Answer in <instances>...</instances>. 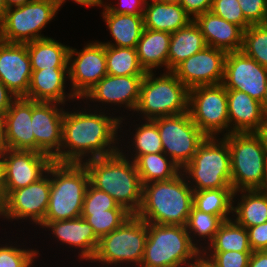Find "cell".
Segmentation results:
<instances>
[{"label":"cell","mask_w":267,"mask_h":267,"mask_svg":"<svg viewBox=\"0 0 267 267\" xmlns=\"http://www.w3.org/2000/svg\"><path fill=\"white\" fill-rule=\"evenodd\" d=\"M96 113L64 111L61 148L52 158L53 161L83 163V157L89 154V159H93L111 156L120 151L113 144H116L114 141H117L116 134L123 118L106 116L103 112Z\"/></svg>","instance_id":"obj_1"},{"label":"cell","mask_w":267,"mask_h":267,"mask_svg":"<svg viewBox=\"0 0 267 267\" xmlns=\"http://www.w3.org/2000/svg\"><path fill=\"white\" fill-rule=\"evenodd\" d=\"M89 183L109 194L131 215L141 208L143 185L135 162L129 161L121 151L107 157L84 160Z\"/></svg>","instance_id":"obj_2"},{"label":"cell","mask_w":267,"mask_h":267,"mask_svg":"<svg viewBox=\"0 0 267 267\" xmlns=\"http://www.w3.org/2000/svg\"><path fill=\"white\" fill-rule=\"evenodd\" d=\"M183 175L181 171L172 179L143 185L142 204L136 215L147 223L186 226L194 191Z\"/></svg>","instance_id":"obj_3"},{"label":"cell","mask_w":267,"mask_h":267,"mask_svg":"<svg viewBox=\"0 0 267 267\" xmlns=\"http://www.w3.org/2000/svg\"><path fill=\"white\" fill-rule=\"evenodd\" d=\"M52 175L48 208L43 222L80 217L89 174L83 163L53 161L45 175Z\"/></svg>","instance_id":"obj_4"},{"label":"cell","mask_w":267,"mask_h":267,"mask_svg":"<svg viewBox=\"0 0 267 267\" xmlns=\"http://www.w3.org/2000/svg\"><path fill=\"white\" fill-rule=\"evenodd\" d=\"M201 253L185 226L148 223L140 267H194Z\"/></svg>","instance_id":"obj_5"},{"label":"cell","mask_w":267,"mask_h":267,"mask_svg":"<svg viewBox=\"0 0 267 267\" xmlns=\"http://www.w3.org/2000/svg\"><path fill=\"white\" fill-rule=\"evenodd\" d=\"M189 89L174 75L166 71L154 78L153 72H146L140 85L139 101L135 111L144 118L155 119L162 116L188 112Z\"/></svg>","instance_id":"obj_6"},{"label":"cell","mask_w":267,"mask_h":267,"mask_svg":"<svg viewBox=\"0 0 267 267\" xmlns=\"http://www.w3.org/2000/svg\"><path fill=\"white\" fill-rule=\"evenodd\" d=\"M229 147L234 192L262 189L267 153L255 133H230L223 137Z\"/></svg>","instance_id":"obj_7"},{"label":"cell","mask_w":267,"mask_h":267,"mask_svg":"<svg viewBox=\"0 0 267 267\" xmlns=\"http://www.w3.org/2000/svg\"><path fill=\"white\" fill-rule=\"evenodd\" d=\"M206 137L182 169L194 181L193 191L232 188L230 151L224 138Z\"/></svg>","instance_id":"obj_8"},{"label":"cell","mask_w":267,"mask_h":267,"mask_svg":"<svg viewBox=\"0 0 267 267\" xmlns=\"http://www.w3.org/2000/svg\"><path fill=\"white\" fill-rule=\"evenodd\" d=\"M147 237L148 223L131 215L117 229L99 239L92 261L106 266L133 262L140 267Z\"/></svg>","instance_id":"obj_9"},{"label":"cell","mask_w":267,"mask_h":267,"mask_svg":"<svg viewBox=\"0 0 267 267\" xmlns=\"http://www.w3.org/2000/svg\"><path fill=\"white\" fill-rule=\"evenodd\" d=\"M188 112L207 137L218 136L224 129V135L230 134L227 89L222 83L189 89Z\"/></svg>","instance_id":"obj_10"},{"label":"cell","mask_w":267,"mask_h":267,"mask_svg":"<svg viewBox=\"0 0 267 267\" xmlns=\"http://www.w3.org/2000/svg\"><path fill=\"white\" fill-rule=\"evenodd\" d=\"M152 120L158 127L163 152L182 170L207 136L192 121L189 112Z\"/></svg>","instance_id":"obj_11"},{"label":"cell","mask_w":267,"mask_h":267,"mask_svg":"<svg viewBox=\"0 0 267 267\" xmlns=\"http://www.w3.org/2000/svg\"><path fill=\"white\" fill-rule=\"evenodd\" d=\"M14 8H8L1 20L0 39L19 44L47 38L39 32L56 17L59 10L53 4L36 0Z\"/></svg>","instance_id":"obj_12"},{"label":"cell","mask_w":267,"mask_h":267,"mask_svg":"<svg viewBox=\"0 0 267 267\" xmlns=\"http://www.w3.org/2000/svg\"><path fill=\"white\" fill-rule=\"evenodd\" d=\"M76 50H69L67 78L71 80L72 89L68 100L82 99L89 89L107 75L106 45L102 42H92L79 52ZM76 55L77 57L73 58Z\"/></svg>","instance_id":"obj_13"},{"label":"cell","mask_w":267,"mask_h":267,"mask_svg":"<svg viewBox=\"0 0 267 267\" xmlns=\"http://www.w3.org/2000/svg\"><path fill=\"white\" fill-rule=\"evenodd\" d=\"M222 84L227 90L242 91L261 103L267 84V68L242 50L228 52Z\"/></svg>","instance_id":"obj_14"},{"label":"cell","mask_w":267,"mask_h":267,"mask_svg":"<svg viewBox=\"0 0 267 267\" xmlns=\"http://www.w3.org/2000/svg\"><path fill=\"white\" fill-rule=\"evenodd\" d=\"M227 52L206 46L178 64L172 72L188 88L223 82Z\"/></svg>","instance_id":"obj_15"},{"label":"cell","mask_w":267,"mask_h":267,"mask_svg":"<svg viewBox=\"0 0 267 267\" xmlns=\"http://www.w3.org/2000/svg\"><path fill=\"white\" fill-rule=\"evenodd\" d=\"M52 162L53 159L48 154L32 150L8 149L4 153L5 195L40 179Z\"/></svg>","instance_id":"obj_16"},{"label":"cell","mask_w":267,"mask_h":267,"mask_svg":"<svg viewBox=\"0 0 267 267\" xmlns=\"http://www.w3.org/2000/svg\"><path fill=\"white\" fill-rule=\"evenodd\" d=\"M42 176L28 186L11 191L6 196L7 219H31L41 225L49 203L51 179Z\"/></svg>","instance_id":"obj_17"},{"label":"cell","mask_w":267,"mask_h":267,"mask_svg":"<svg viewBox=\"0 0 267 267\" xmlns=\"http://www.w3.org/2000/svg\"><path fill=\"white\" fill-rule=\"evenodd\" d=\"M60 103L32 100V131L35 136V151L53 158L61 148L64 109Z\"/></svg>","instance_id":"obj_18"},{"label":"cell","mask_w":267,"mask_h":267,"mask_svg":"<svg viewBox=\"0 0 267 267\" xmlns=\"http://www.w3.org/2000/svg\"><path fill=\"white\" fill-rule=\"evenodd\" d=\"M31 74L27 43L0 40V79L17 98L27 95Z\"/></svg>","instance_id":"obj_19"},{"label":"cell","mask_w":267,"mask_h":267,"mask_svg":"<svg viewBox=\"0 0 267 267\" xmlns=\"http://www.w3.org/2000/svg\"><path fill=\"white\" fill-rule=\"evenodd\" d=\"M144 76H112L107 74L82 98L92 101L125 104V107L135 111L140 93V85Z\"/></svg>","instance_id":"obj_20"},{"label":"cell","mask_w":267,"mask_h":267,"mask_svg":"<svg viewBox=\"0 0 267 267\" xmlns=\"http://www.w3.org/2000/svg\"><path fill=\"white\" fill-rule=\"evenodd\" d=\"M32 100L16 98L3 116L8 149L35 151L32 131Z\"/></svg>","instance_id":"obj_21"},{"label":"cell","mask_w":267,"mask_h":267,"mask_svg":"<svg viewBox=\"0 0 267 267\" xmlns=\"http://www.w3.org/2000/svg\"><path fill=\"white\" fill-rule=\"evenodd\" d=\"M40 226L52 228V234L62 243L80 248V257L91 261L96 253L99 238L91 225L82 217L69 220L43 222Z\"/></svg>","instance_id":"obj_22"},{"label":"cell","mask_w":267,"mask_h":267,"mask_svg":"<svg viewBox=\"0 0 267 267\" xmlns=\"http://www.w3.org/2000/svg\"><path fill=\"white\" fill-rule=\"evenodd\" d=\"M194 22L199 26L207 46L225 52L240 51L243 46V30L211 11L198 15Z\"/></svg>","instance_id":"obj_23"},{"label":"cell","mask_w":267,"mask_h":267,"mask_svg":"<svg viewBox=\"0 0 267 267\" xmlns=\"http://www.w3.org/2000/svg\"><path fill=\"white\" fill-rule=\"evenodd\" d=\"M227 100L230 133H255L266 117L261 103L238 90H227Z\"/></svg>","instance_id":"obj_24"},{"label":"cell","mask_w":267,"mask_h":267,"mask_svg":"<svg viewBox=\"0 0 267 267\" xmlns=\"http://www.w3.org/2000/svg\"><path fill=\"white\" fill-rule=\"evenodd\" d=\"M68 67H51L32 71L27 95L24 98L65 104V80Z\"/></svg>","instance_id":"obj_25"},{"label":"cell","mask_w":267,"mask_h":267,"mask_svg":"<svg viewBox=\"0 0 267 267\" xmlns=\"http://www.w3.org/2000/svg\"><path fill=\"white\" fill-rule=\"evenodd\" d=\"M148 2L146 0L143 13L146 29L172 34L193 21L180 4L161 3L155 0Z\"/></svg>","instance_id":"obj_26"},{"label":"cell","mask_w":267,"mask_h":267,"mask_svg":"<svg viewBox=\"0 0 267 267\" xmlns=\"http://www.w3.org/2000/svg\"><path fill=\"white\" fill-rule=\"evenodd\" d=\"M171 33L144 28L136 50L138 60L145 72L162 65L168 71V52Z\"/></svg>","instance_id":"obj_27"},{"label":"cell","mask_w":267,"mask_h":267,"mask_svg":"<svg viewBox=\"0 0 267 267\" xmlns=\"http://www.w3.org/2000/svg\"><path fill=\"white\" fill-rule=\"evenodd\" d=\"M102 16L115 40L102 43L109 46L136 48L144 29L143 15L112 13L105 5Z\"/></svg>","instance_id":"obj_28"},{"label":"cell","mask_w":267,"mask_h":267,"mask_svg":"<svg viewBox=\"0 0 267 267\" xmlns=\"http://www.w3.org/2000/svg\"><path fill=\"white\" fill-rule=\"evenodd\" d=\"M207 46L199 26L191 21L171 34L168 52V71Z\"/></svg>","instance_id":"obj_29"},{"label":"cell","mask_w":267,"mask_h":267,"mask_svg":"<svg viewBox=\"0 0 267 267\" xmlns=\"http://www.w3.org/2000/svg\"><path fill=\"white\" fill-rule=\"evenodd\" d=\"M70 47L47 37L27 43L32 71L68 67Z\"/></svg>","instance_id":"obj_30"},{"label":"cell","mask_w":267,"mask_h":267,"mask_svg":"<svg viewBox=\"0 0 267 267\" xmlns=\"http://www.w3.org/2000/svg\"><path fill=\"white\" fill-rule=\"evenodd\" d=\"M237 192H241L242 196L237 206H233L234 220L245 228L267 222V194L262 189L239 190L234 192V197Z\"/></svg>","instance_id":"obj_31"},{"label":"cell","mask_w":267,"mask_h":267,"mask_svg":"<svg viewBox=\"0 0 267 267\" xmlns=\"http://www.w3.org/2000/svg\"><path fill=\"white\" fill-rule=\"evenodd\" d=\"M164 152L140 155L134 162L142 185L153 181L169 180L176 177L181 171L173 161L168 160Z\"/></svg>","instance_id":"obj_32"},{"label":"cell","mask_w":267,"mask_h":267,"mask_svg":"<svg viewBox=\"0 0 267 267\" xmlns=\"http://www.w3.org/2000/svg\"><path fill=\"white\" fill-rule=\"evenodd\" d=\"M209 246H207L209 248L207 250L210 253L227 251L253 252L249 243L247 229L231 219L222 223Z\"/></svg>","instance_id":"obj_33"},{"label":"cell","mask_w":267,"mask_h":267,"mask_svg":"<svg viewBox=\"0 0 267 267\" xmlns=\"http://www.w3.org/2000/svg\"><path fill=\"white\" fill-rule=\"evenodd\" d=\"M233 188L209 189L193 192V206L205 213L220 216L229 220L228 214L233 212Z\"/></svg>","instance_id":"obj_34"},{"label":"cell","mask_w":267,"mask_h":267,"mask_svg":"<svg viewBox=\"0 0 267 267\" xmlns=\"http://www.w3.org/2000/svg\"><path fill=\"white\" fill-rule=\"evenodd\" d=\"M107 74L112 76H145L136 48L106 45Z\"/></svg>","instance_id":"obj_35"},{"label":"cell","mask_w":267,"mask_h":267,"mask_svg":"<svg viewBox=\"0 0 267 267\" xmlns=\"http://www.w3.org/2000/svg\"><path fill=\"white\" fill-rule=\"evenodd\" d=\"M241 50L267 68V23L253 24L243 32Z\"/></svg>","instance_id":"obj_36"},{"label":"cell","mask_w":267,"mask_h":267,"mask_svg":"<svg viewBox=\"0 0 267 267\" xmlns=\"http://www.w3.org/2000/svg\"><path fill=\"white\" fill-rule=\"evenodd\" d=\"M145 122L136 128L134 134L135 157L134 159L132 157L133 161L140 155L163 152L162 141L156 123L151 119H147Z\"/></svg>","instance_id":"obj_37"},{"label":"cell","mask_w":267,"mask_h":267,"mask_svg":"<svg viewBox=\"0 0 267 267\" xmlns=\"http://www.w3.org/2000/svg\"><path fill=\"white\" fill-rule=\"evenodd\" d=\"M81 216L91 225L100 239L117 229L131 214L125 209H110L99 213H82Z\"/></svg>","instance_id":"obj_38"},{"label":"cell","mask_w":267,"mask_h":267,"mask_svg":"<svg viewBox=\"0 0 267 267\" xmlns=\"http://www.w3.org/2000/svg\"><path fill=\"white\" fill-rule=\"evenodd\" d=\"M223 222L224 220L220 216L202 212L192 206L185 227L192 243V232L195 236L207 238L211 242Z\"/></svg>","instance_id":"obj_39"},{"label":"cell","mask_w":267,"mask_h":267,"mask_svg":"<svg viewBox=\"0 0 267 267\" xmlns=\"http://www.w3.org/2000/svg\"><path fill=\"white\" fill-rule=\"evenodd\" d=\"M110 209L124 208L119 206L109 194L89 183L84 196L82 213H99Z\"/></svg>","instance_id":"obj_40"},{"label":"cell","mask_w":267,"mask_h":267,"mask_svg":"<svg viewBox=\"0 0 267 267\" xmlns=\"http://www.w3.org/2000/svg\"><path fill=\"white\" fill-rule=\"evenodd\" d=\"M210 11L224 20L239 26L243 31L251 26L245 19L237 0H213Z\"/></svg>","instance_id":"obj_41"},{"label":"cell","mask_w":267,"mask_h":267,"mask_svg":"<svg viewBox=\"0 0 267 267\" xmlns=\"http://www.w3.org/2000/svg\"><path fill=\"white\" fill-rule=\"evenodd\" d=\"M37 250L20 249L14 246L0 247V267H31Z\"/></svg>","instance_id":"obj_42"},{"label":"cell","mask_w":267,"mask_h":267,"mask_svg":"<svg viewBox=\"0 0 267 267\" xmlns=\"http://www.w3.org/2000/svg\"><path fill=\"white\" fill-rule=\"evenodd\" d=\"M252 252H212L209 258L217 267H248Z\"/></svg>","instance_id":"obj_43"},{"label":"cell","mask_w":267,"mask_h":267,"mask_svg":"<svg viewBox=\"0 0 267 267\" xmlns=\"http://www.w3.org/2000/svg\"><path fill=\"white\" fill-rule=\"evenodd\" d=\"M245 19L251 24L267 23V0H237Z\"/></svg>","instance_id":"obj_44"},{"label":"cell","mask_w":267,"mask_h":267,"mask_svg":"<svg viewBox=\"0 0 267 267\" xmlns=\"http://www.w3.org/2000/svg\"><path fill=\"white\" fill-rule=\"evenodd\" d=\"M246 229L252 251L267 250V222Z\"/></svg>","instance_id":"obj_45"},{"label":"cell","mask_w":267,"mask_h":267,"mask_svg":"<svg viewBox=\"0 0 267 267\" xmlns=\"http://www.w3.org/2000/svg\"><path fill=\"white\" fill-rule=\"evenodd\" d=\"M146 0H121L120 7L104 4L112 13L143 15Z\"/></svg>","instance_id":"obj_46"},{"label":"cell","mask_w":267,"mask_h":267,"mask_svg":"<svg viewBox=\"0 0 267 267\" xmlns=\"http://www.w3.org/2000/svg\"><path fill=\"white\" fill-rule=\"evenodd\" d=\"M213 0H181L180 5L185 9L189 16L194 20L198 15L209 12Z\"/></svg>","instance_id":"obj_47"},{"label":"cell","mask_w":267,"mask_h":267,"mask_svg":"<svg viewBox=\"0 0 267 267\" xmlns=\"http://www.w3.org/2000/svg\"><path fill=\"white\" fill-rule=\"evenodd\" d=\"M16 98L0 79V117L5 115Z\"/></svg>","instance_id":"obj_48"},{"label":"cell","mask_w":267,"mask_h":267,"mask_svg":"<svg viewBox=\"0 0 267 267\" xmlns=\"http://www.w3.org/2000/svg\"><path fill=\"white\" fill-rule=\"evenodd\" d=\"M248 267H267V250L253 251Z\"/></svg>","instance_id":"obj_49"},{"label":"cell","mask_w":267,"mask_h":267,"mask_svg":"<svg viewBox=\"0 0 267 267\" xmlns=\"http://www.w3.org/2000/svg\"><path fill=\"white\" fill-rule=\"evenodd\" d=\"M255 134L260 138L262 146L267 153V116L264 118L263 123L255 132Z\"/></svg>","instance_id":"obj_50"},{"label":"cell","mask_w":267,"mask_h":267,"mask_svg":"<svg viewBox=\"0 0 267 267\" xmlns=\"http://www.w3.org/2000/svg\"><path fill=\"white\" fill-rule=\"evenodd\" d=\"M8 150L6 138H5V124L3 117H0V155L4 154Z\"/></svg>","instance_id":"obj_51"},{"label":"cell","mask_w":267,"mask_h":267,"mask_svg":"<svg viewBox=\"0 0 267 267\" xmlns=\"http://www.w3.org/2000/svg\"><path fill=\"white\" fill-rule=\"evenodd\" d=\"M202 256L201 254L199 255L198 259H197V263L195 264L194 267H217L209 258L206 257V252L203 248V250H201Z\"/></svg>","instance_id":"obj_52"},{"label":"cell","mask_w":267,"mask_h":267,"mask_svg":"<svg viewBox=\"0 0 267 267\" xmlns=\"http://www.w3.org/2000/svg\"><path fill=\"white\" fill-rule=\"evenodd\" d=\"M75 1V3H78L80 5H84V6H103V0H73ZM66 2V0H61V6L63 5V3Z\"/></svg>","instance_id":"obj_53"},{"label":"cell","mask_w":267,"mask_h":267,"mask_svg":"<svg viewBox=\"0 0 267 267\" xmlns=\"http://www.w3.org/2000/svg\"><path fill=\"white\" fill-rule=\"evenodd\" d=\"M0 215H6V195L4 192V187H0Z\"/></svg>","instance_id":"obj_54"},{"label":"cell","mask_w":267,"mask_h":267,"mask_svg":"<svg viewBox=\"0 0 267 267\" xmlns=\"http://www.w3.org/2000/svg\"><path fill=\"white\" fill-rule=\"evenodd\" d=\"M0 187H5L4 154L0 155Z\"/></svg>","instance_id":"obj_55"},{"label":"cell","mask_w":267,"mask_h":267,"mask_svg":"<svg viewBox=\"0 0 267 267\" xmlns=\"http://www.w3.org/2000/svg\"><path fill=\"white\" fill-rule=\"evenodd\" d=\"M33 0H5L7 8H13L30 3Z\"/></svg>","instance_id":"obj_56"},{"label":"cell","mask_w":267,"mask_h":267,"mask_svg":"<svg viewBox=\"0 0 267 267\" xmlns=\"http://www.w3.org/2000/svg\"><path fill=\"white\" fill-rule=\"evenodd\" d=\"M261 107H262V111H263L264 115L267 116V84H266V89H265V95H264L263 100L261 102Z\"/></svg>","instance_id":"obj_57"},{"label":"cell","mask_w":267,"mask_h":267,"mask_svg":"<svg viewBox=\"0 0 267 267\" xmlns=\"http://www.w3.org/2000/svg\"><path fill=\"white\" fill-rule=\"evenodd\" d=\"M7 9L5 0H0V21L4 18Z\"/></svg>","instance_id":"obj_58"},{"label":"cell","mask_w":267,"mask_h":267,"mask_svg":"<svg viewBox=\"0 0 267 267\" xmlns=\"http://www.w3.org/2000/svg\"><path fill=\"white\" fill-rule=\"evenodd\" d=\"M36 1L47 2V3L53 4L58 9L61 7V0H36Z\"/></svg>","instance_id":"obj_59"},{"label":"cell","mask_w":267,"mask_h":267,"mask_svg":"<svg viewBox=\"0 0 267 267\" xmlns=\"http://www.w3.org/2000/svg\"><path fill=\"white\" fill-rule=\"evenodd\" d=\"M161 3L180 4L181 0H155Z\"/></svg>","instance_id":"obj_60"},{"label":"cell","mask_w":267,"mask_h":267,"mask_svg":"<svg viewBox=\"0 0 267 267\" xmlns=\"http://www.w3.org/2000/svg\"><path fill=\"white\" fill-rule=\"evenodd\" d=\"M265 179L267 180V156L265 160Z\"/></svg>","instance_id":"obj_61"},{"label":"cell","mask_w":267,"mask_h":267,"mask_svg":"<svg viewBox=\"0 0 267 267\" xmlns=\"http://www.w3.org/2000/svg\"><path fill=\"white\" fill-rule=\"evenodd\" d=\"M262 190L267 194V180H266Z\"/></svg>","instance_id":"obj_62"}]
</instances>
